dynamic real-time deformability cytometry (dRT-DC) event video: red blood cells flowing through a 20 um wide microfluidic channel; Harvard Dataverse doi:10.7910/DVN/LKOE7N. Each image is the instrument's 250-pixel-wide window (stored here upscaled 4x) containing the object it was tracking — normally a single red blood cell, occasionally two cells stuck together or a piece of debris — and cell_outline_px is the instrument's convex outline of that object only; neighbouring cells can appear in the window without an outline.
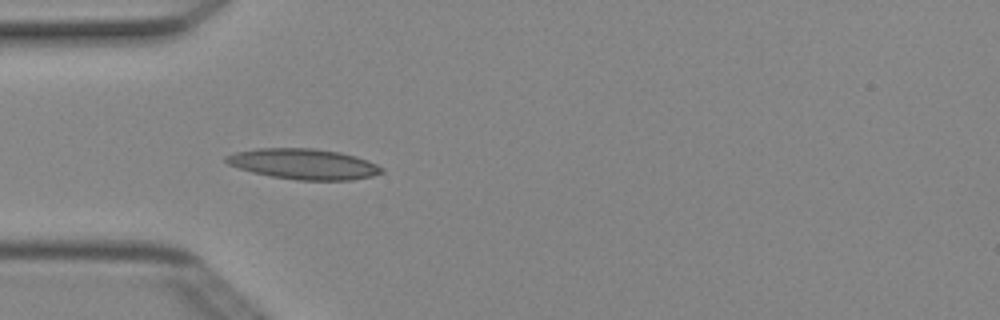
{"species": "Egyptian fruit bat (a non-hibernating species)", "species_latin": "Rousettus aegyptiacus", "temperature_condition": "cold", "stored_images_in_passage": 4, "camera_frame_rate_fps": 3000, "um_per_image_px": 0.085, "animal": {"sex": "female"}, "frame": {"image": 1, "passage_image": 4, "time_ms": 1.0, "image_size_px": [1000, 320], "cell_outline_px": [[384, 172], [372, 176], [352, 180], [296, 180], [272, 176], [252, 172], [228, 164], [224, 160], [224, 156], [236, 152], [256, 148], [316, 148], [340, 152], [356, 156], [376, 164], [384, 168]], "centroid_in_image_um": [25.82, 13.93], "position_along_channel_um": 59.2, "area_um2": 27.74}}